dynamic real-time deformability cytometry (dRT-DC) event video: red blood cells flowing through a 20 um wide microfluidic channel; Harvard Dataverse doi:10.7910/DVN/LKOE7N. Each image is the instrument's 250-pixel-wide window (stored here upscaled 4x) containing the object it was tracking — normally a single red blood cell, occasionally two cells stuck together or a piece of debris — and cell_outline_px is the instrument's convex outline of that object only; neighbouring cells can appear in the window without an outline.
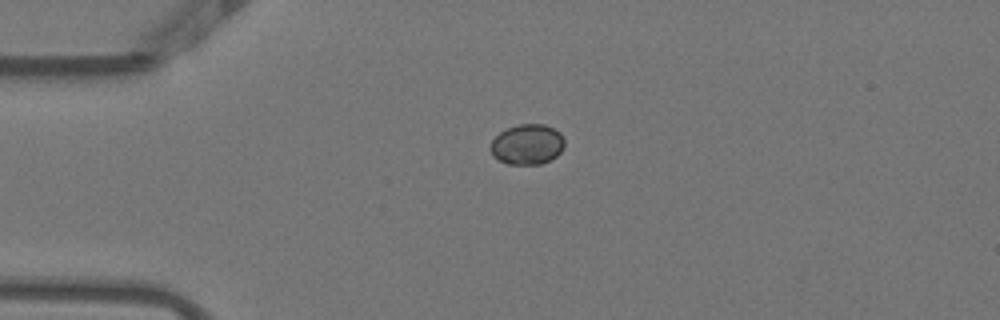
{"species": "Egyptian fruit bat (a non-hibernating species)", "species_latin": "Rousettus aegyptiacus", "temperature_condition": "warm", "stored_images_in_passage": 35, "camera_frame_rate_fps": 3000, "um_per_image_px": 0.085, "animal": {"sex": "female"}, "frame": {"image": 1, "passage_image": 1, "time_ms": 0.0, "image_size_px": [1000, 320], "cell_outline_px": [[564, 148], [556, 156], [540, 164], [508, 164], [492, 156], [488, 148], [492, 140], [500, 132], [508, 128], [520, 124], [544, 124], [560, 132], [564, 140]], "centroid_in_image_um": [44.79, 12.27], "position_along_channel_um": 40.2, "area_um2": 17.4}}
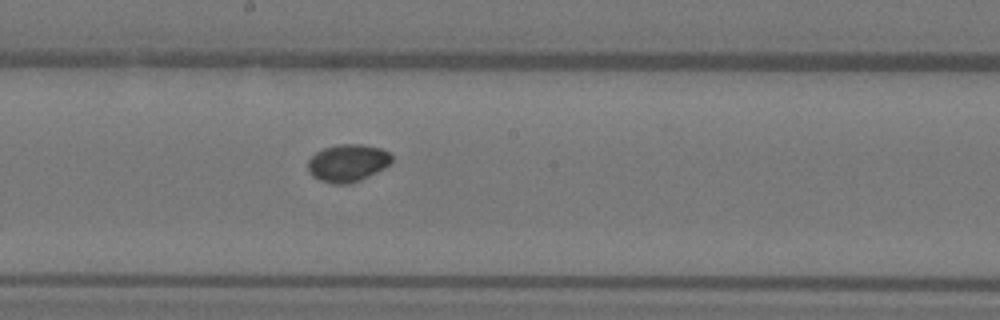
{"frame": {"image": 2, "passage_image": 17, "time_ms": 5.333, "image_size_px": [1000, 320], "cell_outline_px": [[392, 160], [384, 168], [352, 184], [332, 184], [320, 180], [312, 176], [308, 172], [308, 160], [316, 152], [324, 148], [340, 144], [360, 144], [380, 148], [388, 152], [392, 156]], "centroid_in_image_um": [29.53, 13.86], "position_along_channel_um": 218.7, "area_um2": 18.26}}
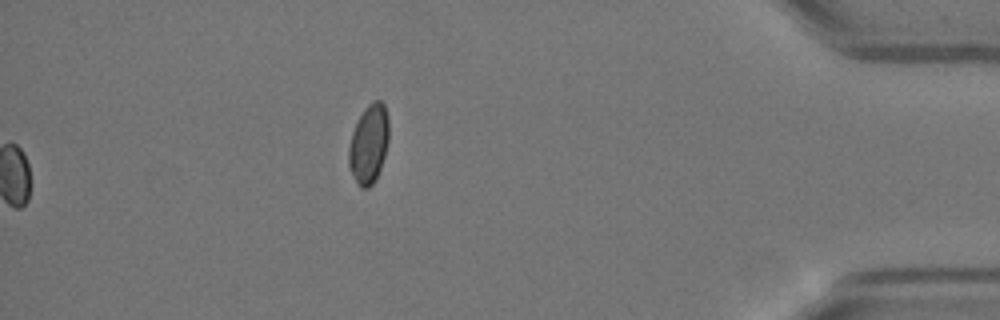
{"frame": {"image": 3, "passage_image": 35, "time_ms": 11.333, "image_size_px": [1000, 320], "cell_outline_px": [[388, 140], [384, 156], [376, 180], [368, 188], [360, 188], [356, 184], [348, 164], [348, 148], [352, 132], [364, 108], [372, 100], [380, 100], [384, 104], [388, 116]], "centroid_in_image_um": [31.33, 12.24], "position_along_channel_um": 403.9, "area_um2": 18.55}, "authors_computed_cell_mechanics": {"area_um2": 17.8024, "velocity_mm_per_s": 3.8621, "shape_relaxation_time_tau1_ms": null, "shape_relaxation_time_tau2_ms": 2.993, "deformation_change_tau1": null, "deformation_change_tau2": 0.0273}}